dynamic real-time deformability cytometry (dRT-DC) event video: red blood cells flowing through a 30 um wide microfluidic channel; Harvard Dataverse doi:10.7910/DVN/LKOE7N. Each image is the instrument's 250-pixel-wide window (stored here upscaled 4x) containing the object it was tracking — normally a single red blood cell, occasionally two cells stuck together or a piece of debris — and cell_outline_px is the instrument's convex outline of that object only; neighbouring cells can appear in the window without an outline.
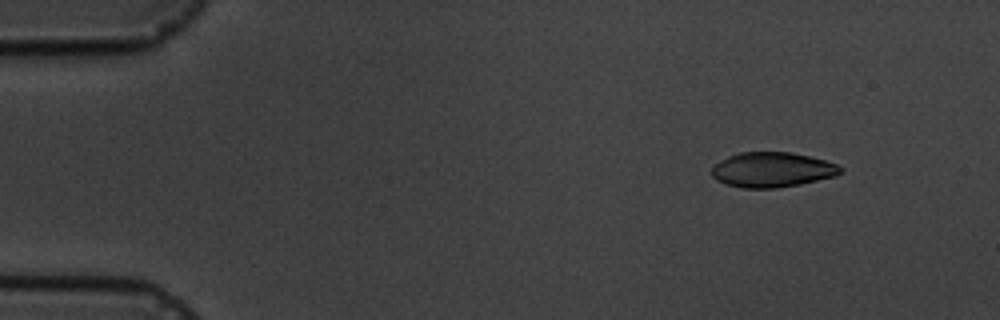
{"species": "common noctule bat (a hibernating species)", "species_latin": "Nyctalus noctula", "temperature_condition": "cold", "stored_images_in_passage": 5, "camera_frame_rate_fps": 3000, "um_per_image_px": 0.085, "animal": {"sex": "male", "body_mass_g": 19.5, "forearm_length_mm": 54.6}, "frame": {"image": 1, "passage_image": 2, "time_ms": 1.333, "image_size_px": [1000, 320], "cell_outline_px": [[844, 172], [836, 176], [800, 184], [776, 188], [744, 188], [728, 184], [716, 180], [712, 176], [712, 168], [716, 164], [728, 156], [740, 152], [792, 152], [824, 160], [836, 164], [844, 168]], "centroid_in_image_um": [65.67, 14.43], "position_along_channel_um": 19.3, "area_um2": 26.18}}
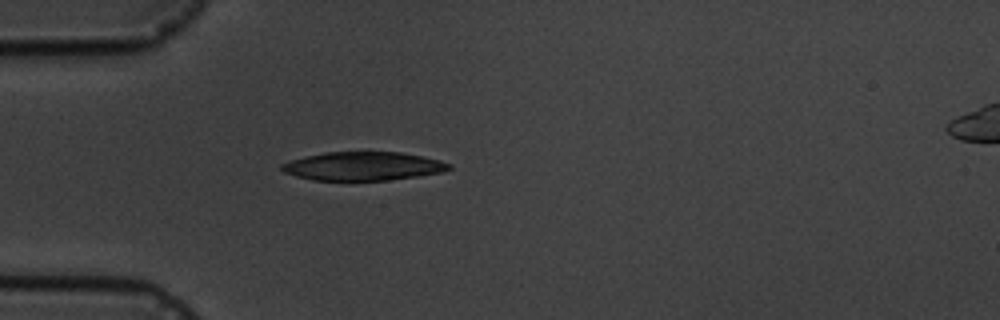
{"frame": {"image": 2, "passage_image": 5, "time_ms": 4.667, "image_size_px": [1000, 320], "cell_outline_px": [[452, 168], [444, 172], [388, 180], [312, 180], [296, 176], [284, 172], [280, 168], [280, 164], [304, 156], [324, 152], [400, 152], [424, 156], [440, 160], [452, 164]], "centroid_in_image_um": [30.88, 14.12], "position_along_channel_um": 54.1, "area_um2": 27.98}}